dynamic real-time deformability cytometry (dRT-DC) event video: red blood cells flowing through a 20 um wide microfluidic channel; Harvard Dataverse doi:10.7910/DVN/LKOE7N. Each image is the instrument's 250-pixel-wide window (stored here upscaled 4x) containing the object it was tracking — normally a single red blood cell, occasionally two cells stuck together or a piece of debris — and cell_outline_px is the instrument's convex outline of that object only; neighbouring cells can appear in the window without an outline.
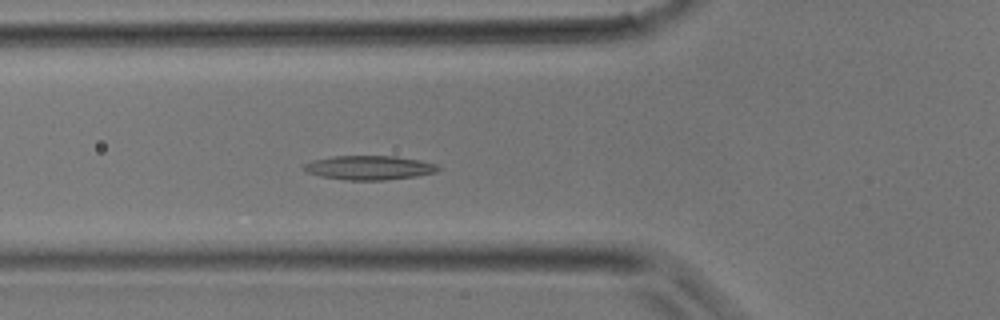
{"species": "common noctule bat (a hibernating species)", "species_latin": "Nyctalus noctula", "temperature_condition": "room temperature", "stored_images_in_passage": 26, "camera_frame_rate_fps": 3000, "um_per_image_px": 0.085, "animal": {"sex": "male", "body_mass_g": 17.9}, "frame": {"image": 1, "passage_image": 2, "time_ms": 0.333, "image_size_px": [1000, 320], "cell_outline_px": [[444, 168], [436, 172], [416, 176], [384, 180], [344, 180], [320, 176], [308, 172], [304, 168], [304, 164], [312, 160], [332, 156], [396, 156], [420, 160], [436, 164]], "centroid_in_image_um": [31.42, 14.25], "position_along_channel_um": 94.4, "area_um2": 18.96}}
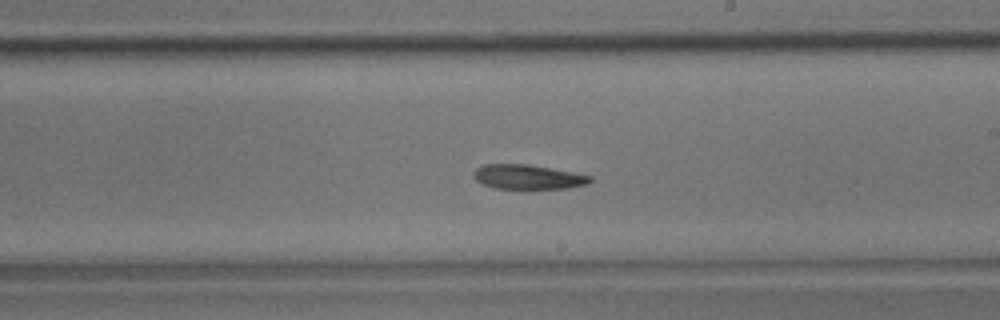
{"frame": {"image": 2, "passage_image": 10, "time_ms": 3.0, "image_size_px": [1000, 320], "cell_outline_px": [[592, 180], [588, 184], [568, 188], [492, 188], [476, 180], [472, 176], [472, 172], [476, 168], [484, 164], [528, 164], [572, 172], [592, 176]], "centroid_in_image_um": [44.84, 15.03], "position_along_channel_um": 244.2, "area_um2": 16.59}}
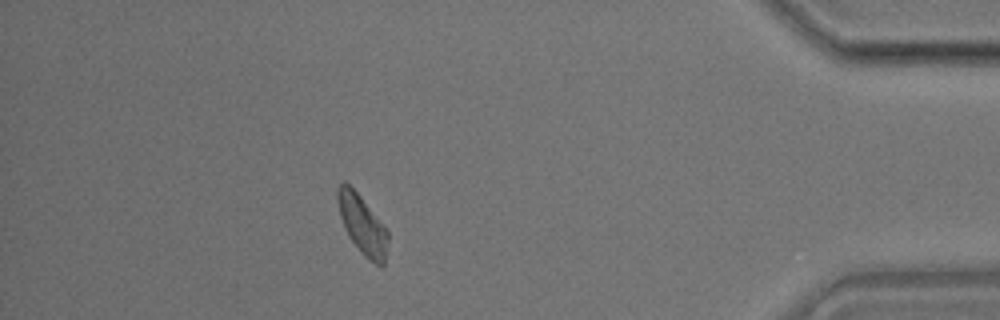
{"frame": {"image": 3, "passage_image": 21, "time_ms": 6.667, "image_size_px": [1000, 320], "cell_outline_px": [[388, 240], [384, 264], [376, 264], [368, 260], [360, 252], [348, 236], [340, 216], [336, 200], [336, 188], [344, 180], [360, 196], [388, 232]], "centroid_in_image_um": [30.76, 19.09], "position_along_channel_um": 404.4, "area_um2": 17.05}}